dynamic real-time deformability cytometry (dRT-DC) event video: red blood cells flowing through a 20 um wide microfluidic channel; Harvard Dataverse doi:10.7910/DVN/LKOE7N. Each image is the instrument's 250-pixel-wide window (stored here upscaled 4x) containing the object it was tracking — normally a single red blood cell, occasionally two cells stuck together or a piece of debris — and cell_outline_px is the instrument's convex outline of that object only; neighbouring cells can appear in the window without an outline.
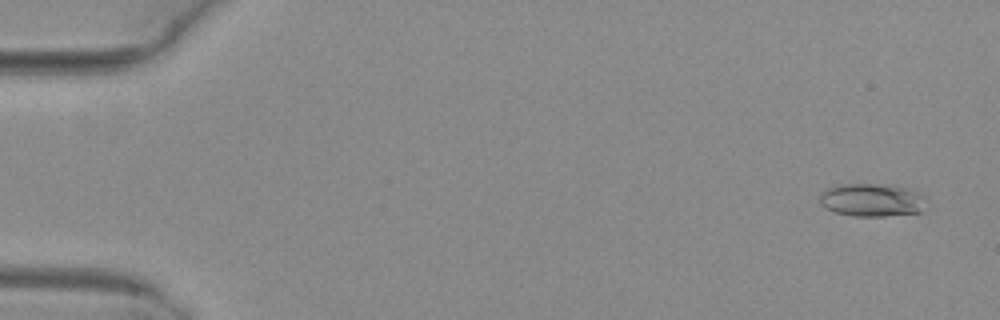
{"species": "common noctule bat (a hibernating species)", "species_latin": "Nyctalus noctula", "temperature_condition": "warm", "stored_images_in_passage": 6, "camera_frame_rate_fps": 3000, "um_per_image_px": 0.085, "animal": {"sex": "female", "body_mass_g": 29.2, "forearm_length_mm": 56.3}, "frame": {"image": 1, "passage_image": 1, "time_ms": 0.0, "image_size_px": [1000, 320], "cell_outline_px": [[924, 212], [884, 216], [852, 216], [836, 212], [824, 208], [820, 204], [820, 192], [824, 188], [840, 184], [892, 184], [912, 188], [920, 192], [924, 196]], "centroid_in_image_um": [74.12, 16.98], "position_along_channel_um": 10.9, "area_um2": 21.1}}
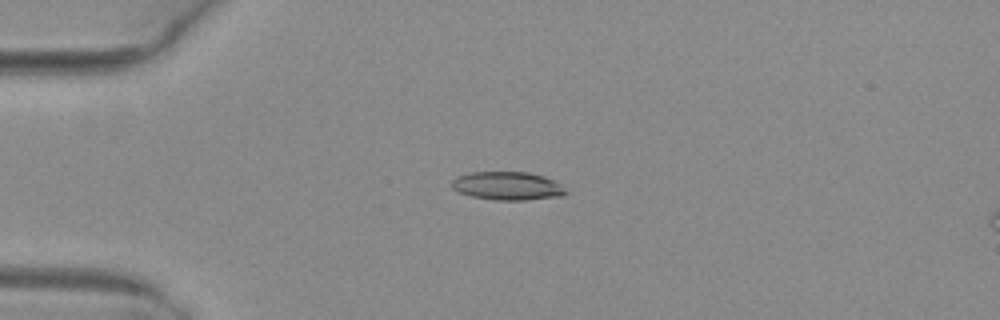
{"frame": {"image": 2, "passage_image": 4, "time_ms": 1.0, "image_size_px": [1000, 320], "cell_outline_px": [[568, 192], [564, 196], [524, 200], [496, 200], [472, 196], [460, 192], [452, 188], [452, 180], [456, 176], [472, 172], [528, 172], [544, 176], [560, 184]], "centroid_in_image_um": [43.15, 15.8], "position_along_channel_um": 41.8, "area_um2": 18.79}}